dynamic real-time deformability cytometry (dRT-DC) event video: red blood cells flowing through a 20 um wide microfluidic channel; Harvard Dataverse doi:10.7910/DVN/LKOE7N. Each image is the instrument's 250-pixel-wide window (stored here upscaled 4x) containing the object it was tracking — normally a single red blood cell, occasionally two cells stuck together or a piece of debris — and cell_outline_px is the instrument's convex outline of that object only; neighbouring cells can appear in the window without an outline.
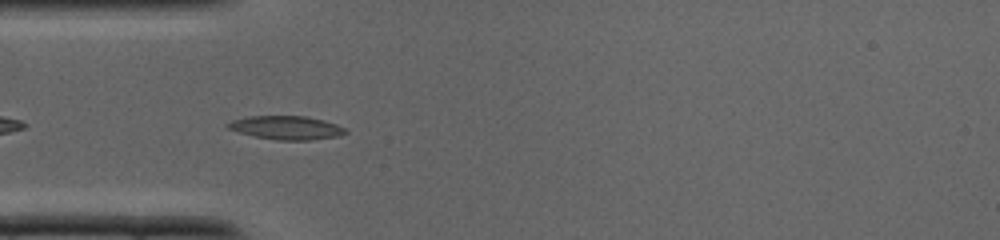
{"species": "common noctule bat (a hibernating species)", "species_latin": "Nyctalus noctula", "temperature_condition": "cold", "stored_images_in_passage": 24, "camera_frame_rate_fps": 3000, "um_per_image_px": 0.085, "animal": {"sex": "male", "body_mass_g": 19.0, "forearm_length_mm": 50.8}, "frame": {"image": 1, "passage_image": 10, "time_ms": 3.0, "image_size_px": [1000, 240], "cell_outline_px": [[348, 132], [336, 136], [308, 140], [276, 140], [256, 136], [240, 132], [228, 128], [224, 124], [232, 120], [248, 116], [304, 116], [324, 120], [336, 124], [344, 128]], "centroid_in_image_um": [24.32, 10.84], "position_along_channel_um": 60.7, "area_um2": 15.95}}
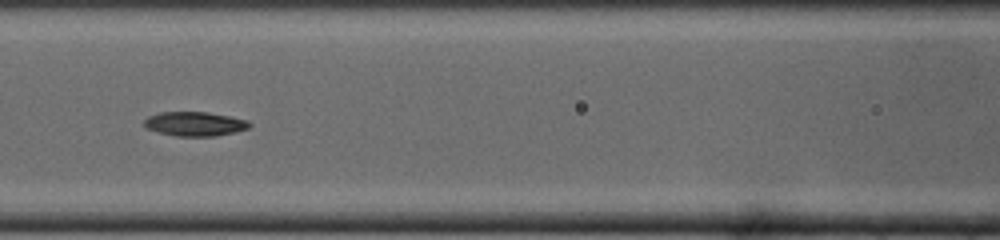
{"frame": {"image": 2, "passage_image": 15, "time_ms": 4.667, "image_size_px": [1000, 240], "cell_outline_px": [[252, 124], [248, 128], [236, 132], [216, 136], [176, 136], [160, 132], [148, 128], [144, 124], [144, 120], [148, 116], [160, 112], [208, 112], [232, 116], [248, 120]], "centroid_in_image_um": [16.61, 10.52], "position_along_channel_um": 150.0, "area_um2": 14.91}}
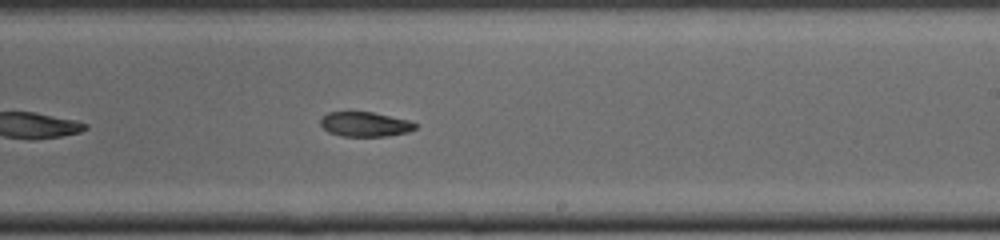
{"frame": {"image": 3, "passage_image": 21, "time_ms": 6.667, "image_size_px": [1000, 240], "cell_outline_px": [[416, 128], [408, 132], [388, 136], [340, 136], [328, 132], [320, 124], [320, 120], [328, 112], [372, 112], [408, 120], [416, 124]], "centroid_in_image_um": [31.01, 10.57], "position_along_channel_um": 258.0, "area_um2": 13.53}}